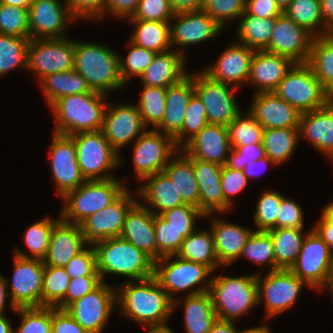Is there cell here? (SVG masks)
<instances>
[{
	"instance_id": "cell-26",
	"label": "cell",
	"mask_w": 333,
	"mask_h": 333,
	"mask_svg": "<svg viewBox=\"0 0 333 333\" xmlns=\"http://www.w3.org/2000/svg\"><path fill=\"white\" fill-rule=\"evenodd\" d=\"M120 238L132 243L157 261V245L154 229V214L136 202L127 212Z\"/></svg>"
},
{
	"instance_id": "cell-48",
	"label": "cell",
	"mask_w": 333,
	"mask_h": 333,
	"mask_svg": "<svg viewBox=\"0 0 333 333\" xmlns=\"http://www.w3.org/2000/svg\"><path fill=\"white\" fill-rule=\"evenodd\" d=\"M230 145L245 146L255 143H262L264 128L255 117L246 111H242L227 125Z\"/></svg>"
},
{
	"instance_id": "cell-37",
	"label": "cell",
	"mask_w": 333,
	"mask_h": 333,
	"mask_svg": "<svg viewBox=\"0 0 333 333\" xmlns=\"http://www.w3.org/2000/svg\"><path fill=\"white\" fill-rule=\"evenodd\" d=\"M39 84L49 107L64 96L95 92L75 69L45 76Z\"/></svg>"
},
{
	"instance_id": "cell-69",
	"label": "cell",
	"mask_w": 333,
	"mask_h": 333,
	"mask_svg": "<svg viewBox=\"0 0 333 333\" xmlns=\"http://www.w3.org/2000/svg\"><path fill=\"white\" fill-rule=\"evenodd\" d=\"M312 229L327 243L333 253V216L323 208L320 221L316 222Z\"/></svg>"
},
{
	"instance_id": "cell-1",
	"label": "cell",
	"mask_w": 333,
	"mask_h": 333,
	"mask_svg": "<svg viewBox=\"0 0 333 333\" xmlns=\"http://www.w3.org/2000/svg\"><path fill=\"white\" fill-rule=\"evenodd\" d=\"M116 287V305L120 314L148 328L167 327L173 313V301L151 276L142 280H126Z\"/></svg>"
},
{
	"instance_id": "cell-74",
	"label": "cell",
	"mask_w": 333,
	"mask_h": 333,
	"mask_svg": "<svg viewBox=\"0 0 333 333\" xmlns=\"http://www.w3.org/2000/svg\"><path fill=\"white\" fill-rule=\"evenodd\" d=\"M8 288L5 276H1L0 274V313H4L6 309L7 296H9Z\"/></svg>"
},
{
	"instance_id": "cell-18",
	"label": "cell",
	"mask_w": 333,
	"mask_h": 333,
	"mask_svg": "<svg viewBox=\"0 0 333 333\" xmlns=\"http://www.w3.org/2000/svg\"><path fill=\"white\" fill-rule=\"evenodd\" d=\"M171 21V47H175L174 50L185 57V47L209 41L223 31V28L203 10L175 13Z\"/></svg>"
},
{
	"instance_id": "cell-32",
	"label": "cell",
	"mask_w": 333,
	"mask_h": 333,
	"mask_svg": "<svg viewBox=\"0 0 333 333\" xmlns=\"http://www.w3.org/2000/svg\"><path fill=\"white\" fill-rule=\"evenodd\" d=\"M193 167L199 188V210L204 215L224 213L222 166L193 158Z\"/></svg>"
},
{
	"instance_id": "cell-29",
	"label": "cell",
	"mask_w": 333,
	"mask_h": 333,
	"mask_svg": "<svg viewBox=\"0 0 333 333\" xmlns=\"http://www.w3.org/2000/svg\"><path fill=\"white\" fill-rule=\"evenodd\" d=\"M214 215L208 214L205 218L212 217L210 229L214 238L215 253L220 266L226 267L239 260L243 247L254 229L216 219Z\"/></svg>"
},
{
	"instance_id": "cell-24",
	"label": "cell",
	"mask_w": 333,
	"mask_h": 333,
	"mask_svg": "<svg viewBox=\"0 0 333 333\" xmlns=\"http://www.w3.org/2000/svg\"><path fill=\"white\" fill-rule=\"evenodd\" d=\"M249 112L265 129L299 128L301 113L275 92L255 93Z\"/></svg>"
},
{
	"instance_id": "cell-80",
	"label": "cell",
	"mask_w": 333,
	"mask_h": 333,
	"mask_svg": "<svg viewBox=\"0 0 333 333\" xmlns=\"http://www.w3.org/2000/svg\"><path fill=\"white\" fill-rule=\"evenodd\" d=\"M293 0H275L277 5L280 7L282 11H284Z\"/></svg>"
},
{
	"instance_id": "cell-73",
	"label": "cell",
	"mask_w": 333,
	"mask_h": 333,
	"mask_svg": "<svg viewBox=\"0 0 333 333\" xmlns=\"http://www.w3.org/2000/svg\"><path fill=\"white\" fill-rule=\"evenodd\" d=\"M234 323V321L217 319L212 325L209 333H240Z\"/></svg>"
},
{
	"instance_id": "cell-45",
	"label": "cell",
	"mask_w": 333,
	"mask_h": 333,
	"mask_svg": "<svg viewBox=\"0 0 333 333\" xmlns=\"http://www.w3.org/2000/svg\"><path fill=\"white\" fill-rule=\"evenodd\" d=\"M60 219L61 217L52 219L45 216L42 220L29 226L23 240L30 254L22 252L19 248H15L13 254L22 258L43 260L48 251L52 229Z\"/></svg>"
},
{
	"instance_id": "cell-5",
	"label": "cell",
	"mask_w": 333,
	"mask_h": 333,
	"mask_svg": "<svg viewBox=\"0 0 333 333\" xmlns=\"http://www.w3.org/2000/svg\"><path fill=\"white\" fill-rule=\"evenodd\" d=\"M209 294L217 319L237 322L258 305L256 274L212 276Z\"/></svg>"
},
{
	"instance_id": "cell-33",
	"label": "cell",
	"mask_w": 333,
	"mask_h": 333,
	"mask_svg": "<svg viewBox=\"0 0 333 333\" xmlns=\"http://www.w3.org/2000/svg\"><path fill=\"white\" fill-rule=\"evenodd\" d=\"M185 66L186 57L170 49L156 53L153 61L138 78L142 85L168 88L189 74Z\"/></svg>"
},
{
	"instance_id": "cell-70",
	"label": "cell",
	"mask_w": 333,
	"mask_h": 333,
	"mask_svg": "<svg viewBox=\"0 0 333 333\" xmlns=\"http://www.w3.org/2000/svg\"><path fill=\"white\" fill-rule=\"evenodd\" d=\"M269 165L275 166V164L267 156H265L263 158H260L256 161H253V162H250L249 164H247L243 168V173L247 177V179H249V177L254 178V177L261 175V173L263 171H265V169Z\"/></svg>"
},
{
	"instance_id": "cell-12",
	"label": "cell",
	"mask_w": 333,
	"mask_h": 333,
	"mask_svg": "<svg viewBox=\"0 0 333 333\" xmlns=\"http://www.w3.org/2000/svg\"><path fill=\"white\" fill-rule=\"evenodd\" d=\"M13 257L12 279L5 277L6 285H10L9 308L15 312L17 308L42 307L43 260L22 258L14 254Z\"/></svg>"
},
{
	"instance_id": "cell-50",
	"label": "cell",
	"mask_w": 333,
	"mask_h": 333,
	"mask_svg": "<svg viewBox=\"0 0 333 333\" xmlns=\"http://www.w3.org/2000/svg\"><path fill=\"white\" fill-rule=\"evenodd\" d=\"M241 257H246L257 266L267 264L271 267L270 271H275V254L269 233L254 230L243 247Z\"/></svg>"
},
{
	"instance_id": "cell-76",
	"label": "cell",
	"mask_w": 333,
	"mask_h": 333,
	"mask_svg": "<svg viewBox=\"0 0 333 333\" xmlns=\"http://www.w3.org/2000/svg\"><path fill=\"white\" fill-rule=\"evenodd\" d=\"M32 0H0V3H4L16 7H29Z\"/></svg>"
},
{
	"instance_id": "cell-6",
	"label": "cell",
	"mask_w": 333,
	"mask_h": 333,
	"mask_svg": "<svg viewBox=\"0 0 333 333\" xmlns=\"http://www.w3.org/2000/svg\"><path fill=\"white\" fill-rule=\"evenodd\" d=\"M128 187L118 178L86 180L61 200L59 216L70 224L80 225L85 219L112 204Z\"/></svg>"
},
{
	"instance_id": "cell-35",
	"label": "cell",
	"mask_w": 333,
	"mask_h": 333,
	"mask_svg": "<svg viewBox=\"0 0 333 333\" xmlns=\"http://www.w3.org/2000/svg\"><path fill=\"white\" fill-rule=\"evenodd\" d=\"M163 172L172 181L185 204L199 208V188L193 167V157L181 149L170 159Z\"/></svg>"
},
{
	"instance_id": "cell-38",
	"label": "cell",
	"mask_w": 333,
	"mask_h": 333,
	"mask_svg": "<svg viewBox=\"0 0 333 333\" xmlns=\"http://www.w3.org/2000/svg\"><path fill=\"white\" fill-rule=\"evenodd\" d=\"M304 229L272 228L268 230L275 254V271L295 264L305 238Z\"/></svg>"
},
{
	"instance_id": "cell-27",
	"label": "cell",
	"mask_w": 333,
	"mask_h": 333,
	"mask_svg": "<svg viewBox=\"0 0 333 333\" xmlns=\"http://www.w3.org/2000/svg\"><path fill=\"white\" fill-rule=\"evenodd\" d=\"M299 136L333 161V105L327 103L314 111L301 113Z\"/></svg>"
},
{
	"instance_id": "cell-20",
	"label": "cell",
	"mask_w": 333,
	"mask_h": 333,
	"mask_svg": "<svg viewBox=\"0 0 333 333\" xmlns=\"http://www.w3.org/2000/svg\"><path fill=\"white\" fill-rule=\"evenodd\" d=\"M314 36L285 13L276 18L268 52L289 58L295 64L307 63Z\"/></svg>"
},
{
	"instance_id": "cell-58",
	"label": "cell",
	"mask_w": 333,
	"mask_h": 333,
	"mask_svg": "<svg viewBox=\"0 0 333 333\" xmlns=\"http://www.w3.org/2000/svg\"><path fill=\"white\" fill-rule=\"evenodd\" d=\"M245 3L246 0H205L202 10L224 29L231 20L241 17Z\"/></svg>"
},
{
	"instance_id": "cell-22",
	"label": "cell",
	"mask_w": 333,
	"mask_h": 333,
	"mask_svg": "<svg viewBox=\"0 0 333 333\" xmlns=\"http://www.w3.org/2000/svg\"><path fill=\"white\" fill-rule=\"evenodd\" d=\"M145 130L136 105L121 103L113 106L107 103L102 131L106 140L119 154Z\"/></svg>"
},
{
	"instance_id": "cell-71",
	"label": "cell",
	"mask_w": 333,
	"mask_h": 333,
	"mask_svg": "<svg viewBox=\"0 0 333 333\" xmlns=\"http://www.w3.org/2000/svg\"><path fill=\"white\" fill-rule=\"evenodd\" d=\"M174 13L202 10L205 0H169Z\"/></svg>"
},
{
	"instance_id": "cell-23",
	"label": "cell",
	"mask_w": 333,
	"mask_h": 333,
	"mask_svg": "<svg viewBox=\"0 0 333 333\" xmlns=\"http://www.w3.org/2000/svg\"><path fill=\"white\" fill-rule=\"evenodd\" d=\"M254 50L241 43L230 44L211 66L202 70L215 81L239 87L248 81Z\"/></svg>"
},
{
	"instance_id": "cell-79",
	"label": "cell",
	"mask_w": 333,
	"mask_h": 333,
	"mask_svg": "<svg viewBox=\"0 0 333 333\" xmlns=\"http://www.w3.org/2000/svg\"><path fill=\"white\" fill-rule=\"evenodd\" d=\"M145 330L147 333H175L169 326L159 327V328H148Z\"/></svg>"
},
{
	"instance_id": "cell-68",
	"label": "cell",
	"mask_w": 333,
	"mask_h": 333,
	"mask_svg": "<svg viewBox=\"0 0 333 333\" xmlns=\"http://www.w3.org/2000/svg\"><path fill=\"white\" fill-rule=\"evenodd\" d=\"M245 11L261 18L278 17L283 13L275 0H246Z\"/></svg>"
},
{
	"instance_id": "cell-72",
	"label": "cell",
	"mask_w": 333,
	"mask_h": 333,
	"mask_svg": "<svg viewBox=\"0 0 333 333\" xmlns=\"http://www.w3.org/2000/svg\"><path fill=\"white\" fill-rule=\"evenodd\" d=\"M320 2L324 23L333 32V0H320Z\"/></svg>"
},
{
	"instance_id": "cell-65",
	"label": "cell",
	"mask_w": 333,
	"mask_h": 333,
	"mask_svg": "<svg viewBox=\"0 0 333 333\" xmlns=\"http://www.w3.org/2000/svg\"><path fill=\"white\" fill-rule=\"evenodd\" d=\"M65 2L75 20L98 21L104 18L105 0H65Z\"/></svg>"
},
{
	"instance_id": "cell-63",
	"label": "cell",
	"mask_w": 333,
	"mask_h": 333,
	"mask_svg": "<svg viewBox=\"0 0 333 333\" xmlns=\"http://www.w3.org/2000/svg\"><path fill=\"white\" fill-rule=\"evenodd\" d=\"M101 283L100 276H81L71 279L64 299L55 308L65 309L70 303L92 292Z\"/></svg>"
},
{
	"instance_id": "cell-13",
	"label": "cell",
	"mask_w": 333,
	"mask_h": 333,
	"mask_svg": "<svg viewBox=\"0 0 333 333\" xmlns=\"http://www.w3.org/2000/svg\"><path fill=\"white\" fill-rule=\"evenodd\" d=\"M134 142L132 162L137 181L163 172L170 159L180 150L172 137L156 129L145 130Z\"/></svg>"
},
{
	"instance_id": "cell-25",
	"label": "cell",
	"mask_w": 333,
	"mask_h": 333,
	"mask_svg": "<svg viewBox=\"0 0 333 333\" xmlns=\"http://www.w3.org/2000/svg\"><path fill=\"white\" fill-rule=\"evenodd\" d=\"M232 147L227 126L207 124L181 150L194 159L224 166Z\"/></svg>"
},
{
	"instance_id": "cell-54",
	"label": "cell",
	"mask_w": 333,
	"mask_h": 333,
	"mask_svg": "<svg viewBox=\"0 0 333 333\" xmlns=\"http://www.w3.org/2000/svg\"><path fill=\"white\" fill-rule=\"evenodd\" d=\"M282 202V194L267 190L261 193L253 214L256 231H268L276 228V218Z\"/></svg>"
},
{
	"instance_id": "cell-9",
	"label": "cell",
	"mask_w": 333,
	"mask_h": 333,
	"mask_svg": "<svg viewBox=\"0 0 333 333\" xmlns=\"http://www.w3.org/2000/svg\"><path fill=\"white\" fill-rule=\"evenodd\" d=\"M300 113L324 107L328 101L326 89L307 64H294L274 91Z\"/></svg>"
},
{
	"instance_id": "cell-46",
	"label": "cell",
	"mask_w": 333,
	"mask_h": 333,
	"mask_svg": "<svg viewBox=\"0 0 333 333\" xmlns=\"http://www.w3.org/2000/svg\"><path fill=\"white\" fill-rule=\"evenodd\" d=\"M29 37L0 34V77L12 69H27Z\"/></svg>"
},
{
	"instance_id": "cell-55",
	"label": "cell",
	"mask_w": 333,
	"mask_h": 333,
	"mask_svg": "<svg viewBox=\"0 0 333 333\" xmlns=\"http://www.w3.org/2000/svg\"><path fill=\"white\" fill-rule=\"evenodd\" d=\"M28 8L0 3V34L29 37Z\"/></svg>"
},
{
	"instance_id": "cell-10",
	"label": "cell",
	"mask_w": 333,
	"mask_h": 333,
	"mask_svg": "<svg viewBox=\"0 0 333 333\" xmlns=\"http://www.w3.org/2000/svg\"><path fill=\"white\" fill-rule=\"evenodd\" d=\"M258 304H264L268 318L288 311L296 304L302 288L307 286L291 270L269 271L265 277L257 273Z\"/></svg>"
},
{
	"instance_id": "cell-21",
	"label": "cell",
	"mask_w": 333,
	"mask_h": 333,
	"mask_svg": "<svg viewBox=\"0 0 333 333\" xmlns=\"http://www.w3.org/2000/svg\"><path fill=\"white\" fill-rule=\"evenodd\" d=\"M28 9L30 39L64 38L67 25L76 21L65 1L32 0Z\"/></svg>"
},
{
	"instance_id": "cell-52",
	"label": "cell",
	"mask_w": 333,
	"mask_h": 333,
	"mask_svg": "<svg viewBox=\"0 0 333 333\" xmlns=\"http://www.w3.org/2000/svg\"><path fill=\"white\" fill-rule=\"evenodd\" d=\"M20 324L14 333H52V307L17 308Z\"/></svg>"
},
{
	"instance_id": "cell-16",
	"label": "cell",
	"mask_w": 333,
	"mask_h": 333,
	"mask_svg": "<svg viewBox=\"0 0 333 333\" xmlns=\"http://www.w3.org/2000/svg\"><path fill=\"white\" fill-rule=\"evenodd\" d=\"M237 87L213 80L202 70L194 72V93L203 102L209 124L227 126L240 112L234 93Z\"/></svg>"
},
{
	"instance_id": "cell-7",
	"label": "cell",
	"mask_w": 333,
	"mask_h": 333,
	"mask_svg": "<svg viewBox=\"0 0 333 333\" xmlns=\"http://www.w3.org/2000/svg\"><path fill=\"white\" fill-rule=\"evenodd\" d=\"M212 273L213 271L208 266L180 258L177 255L160 258L154 262L153 269V276L172 301L178 298L177 293L184 292V290L188 291L185 296L208 292ZM200 284L201 287L194 288Z\"/></svg>"
},
{
	"instance_id": "cell-31",
	"label": "cell",
	"mask_w": 333,
	"mask_h": 333,
	"mask_svg": "<svg viewBox=\"0 0 333 333\" xmlns=\"http://www.w3.org/2000/svg\"><path fill=\"white\" fill-rule=\"evenodd\" d=\"M194 94V73H189L179 83L169 86L166 91L164 117L155 129L174 138L182 130L184 115Z\"/></svg>"
},
{
	"instance_id": "cell-34",
	"label": "cell",
	"mask_w": 333,
	"mask_h": 333,
	"mask_svg": "<svg viewBox=\"0 0 333 333\" xmlns=\"http://www.w3.org/2000/svg\"><path fill=\"white\" fill-rule=\"evenodd\" d=\"M142 182L144 183L137 187L135 193L138 195L137 197L143 199V202H139L148 208L152 214L160 215L169 209L185 204L175 185L164 172L148 176ZM153 208L155 209L153 210Z\"/></svg>"
},
{
	"instance_id": "cell-62",
	"label": "cell",
	"mask_w": 333,
	"mask_h": 333,
	"mask_svg": "<svg viewBox=\"0 0 333 333\" xmlns=\"http://www.w3.org/2000/svg\"><path fill=\"white\" fill-rule=\"evenodd\" d=\"M263 157H265V150L262 143L234 146L227 157L225 166L236 170H243L250 162Z\"/></svg>"
},
{
	"instance_id": "cell-2",
	"label": "cell",
	"mask_w": 333,
	"mask_h": 333,
	"mask_svg": "<svg viewBox=\"0 0 333 333\" xmlns=\"http://www.w3.org/2000/svg\"><path fill=\"white\" fill-rule=\"evenodd\" d=\"M107 95L88 92L64 96L49 108L54 114L55 134L71 136L102 130Z\"/></svg>"
},
{
	"instance_id": "cell-8",
	"label": "cell",
	"mask_w": 333,
	"mask_h": 333,
	"mask_svg": "<svg viewBox=\"0 0 333 333\" xmlns=\"http://www.w3.org/2000/svg\"><path fill=\"white\" fill-rule=\"evenodd\" d=\"M70 137L75 142L77 161L85 180L115 178L107 171L118 168L122 157L106 140L102 130L81 132Z\"/></svg>"
},
{
	"instance_id": "cell-66",
	"label": "cell",
	"mask_w": 333,
	"mask_h": 333,
	"mask_svg": "<svg viewBox=\"0 0 333 333\" xmlns=\"http://www.w3.org/2000/svg\"><path fill=\"white\" fill-rule=\"evenodd\" d=\"M52 333H88L65 309L52 307Z\"/></svg>"
},
{
	"instance_id": "cell-78",
	"label": "cell",
	"mask_w": 333,
	"mask_h": 333,
	"mask_svg": "<svg viewBox=\"0 0 333 333\" xmlns=\"http://www.w3.org/2000/svg\"><path fill=\"white\" fill-rule=\"evenodd\" d=\"M326 290L329 291V293L331 294L332 299H333V266L331 267V269L329 271V276H328L327 282L321 291H326Z\"/></svg>"
},
{
	"instance_id": "cell-47",
	"label": "cell",
	"mask_w": 333,
	"mask_h": 333,
	"mask_svg": "<svg viewBox=\"0 0 333 333\" xmlns=\"http://www.w3.org/2000/svg\"><path fill=\"white\" fill-rule=\"evenodd\" d=\"M142 91L136 105L141 114L143 125L156 128L163 120L167 88L142 85Z\"/></svg>"
},
{
	"instance_id": "cell-4",
	"label": "cell",
	"mask_w": 333,
	"mask_h": 333,
	"mask_svg": "<svg viewBox=\"0 0 333 333\" xmlns=\"http://www.w3.org/2000/svg\"><path fill=\"white\" fill-rule=\"evenodd\" d=\"M97 271L102 282L108 275L128 277L130 281L153 276L154 261L132 243L114 237L95 243Z\"/></svg>"
},
{
	"instance_id": "cell-40",
	"label": "cell",
	"mask_w": 333,
	"mask_h": 333,
	"mask_svg": "<svg viewBox=\"0 0 333 333\" xmlns=\"http://www.w3.org/2000/svg\"><path fill=\"white\" fill-rule=\"evenodd\" d=\"M276 18L256 17L245 11L239 18L241 20L236 29L237 42L252 48L254 51H267Z\"/></svg>"
},
{
	"instance_id": "cell-56",
	"label": "cell",
	"mask_w": 333,
	"mask_h": 333,
	"mask_svg": "<svg viewBox=\"0 0 333 333\" xmlns=\"http://www.w3.org/2000/svg\"><path fill=\"white\" fill-rule=\"evenodd\" d=\"M154 229L157 245V260L162 257L176 255L185 239L180 232L160 215H154Z\"/></svg>"
},
{
	"instance_id": "cell-53",
	"label": "cell",
	"mask_w": 333,
	"mask_h": 333,
	"mask_svg": "<svg viewBox=\"0 0 333 333\" xmlns=\"http://www.w3.org/2000/svg\"><path fill=\"white\" fill-rule=\"evenodd\" d=\"M127 42L128 54L125 58L120 56V76L125 85L130 81L131 77L140 75L145 71L148 65L153 61L155 52L145 49L132 43Z\"/></svg>"
},
{
	"instance_id": "cell-39",
	"label": "cell",
	"mask_w": 333,
	"mask_h": 333,
	"mask_svg": "<svg viewBox=\"0 0 333 333\" xmlns=\"http://www.w3.org/2000/svg\"><path fill=\"white\" fill-rule=\"evenodd\" d=\"M180 258L208 266L213 272L219 268L211 229L195 230L187 236L176 253Z\"/></svg>"
},
{
	"instance_id": "cell-30",
	"label": "cell",
	"mask_w": 333,
	"mask_h": 333,
	"mask_svg": "<svg viewBox=\"0 0 333 333\" xmlns=\"http://www.w3.org/2000/svg\"><path fill=\"white\" fill-rule=\"evenodd\" d=\"M87 244L80 225L60 219L53 227L44 265L64 267Z\"/></svg>"
},
{
	"instance_id": "cell-11",
	"label": "cell",
	"mask_w": 333,
	"mask_h": 333,
	"mask_svg": "<svg viewBox=\"0 0 333 333\" xmlns=\"http://www.w3.org/2000/svg\"><path fill=\"white\" fill-rule=\"evenodd\" d=\"M75 40L67 37L30 39L28 43L27 69L40 82L50 74L74 69Z\"/></svg>"
},
{
	"instance_id": "cell-42",
	"label": "cell",
	"mask_w": 333,
	"mask_h": 333,
	"mask_svg": "<svg viewBox=\"0 0 333 333\" xmlns=\"http://www.w3.org/2000/svg\"><path fill=\"white\" fill-rule=\"evenodd\" d=\"M299 138V128L265 129L262 138L265 156L275 165H282L294 154Z\"/></svg>"
},
{
	"instance_id": "cell-67",
	"label": "cell",
	"mask_w": 333,
	"mask_h": 333,
	"mask_svg": "<svg viewBox=\"0 0 333 333\" xmlns=\"http://www.w3.org/2000/svg\"><path fill=\"white\" fill-rule=\"evenodd\" d=\"M139 0H105L104 16L113 15L115 18L130 19L138 8Z\"/></svg>"
},
{
	"instance_id": "cell-19",
	"label": "cell",
	"mask_w": 333,
	"mask_h": 333,
	"mask_svg": "<svg viewBox=\"0 0 333 333\" xmlns=\"http://www.w3.org/2000/svg\"><path fill=\"white\" fill-rule=\"evenodd\" d=\"M52 134L48 157L51 160L50 167L53 180L56 183V192L63 198L86 180L80 172L74 140L70 136Z\"/></svg>"
},
{
	"instance_id": "cell-77",
	"label": "cell",
	"mask_w": 333,
	"mask_h": 333,
	"mask_svg": "<svg viewBox=\"0 0 333 333\" xmlns=\"http://www.w3.org/2000/svg\"><path fill=\"white\" fill-rule=\"evenodd\" d=\"M271 328L269 329L268 326L263 325H258L256 327H252L246 330H240V333H271L272 331H270Z\"/></svg>"
},
{
	"instance_id": "cell-64",
	"label": "cell",
	"mask_w": 333,
	"mask_h": 333,
	"mask_svg": "<svg viewBox=\"0 0 333 333\" xmlns=\"http://www.w3.org/2000/svg\"><path fill=\"white\" fill-rule=\"evenodd\" d=\"M303 210L297 201L282 194V202L276 218V228L304 229Z\"/></svg>"
},
{
	"instance_id": "cell-60",
	"label": "cell",
	"mask_w": 333,
	"mask_h": 333,
	"mask_svg": "<svg viewBox=\"0 0 333 333\" xmlns=\"http://www.w3.org/2000/svg\"><path fill=\"white\" fill-rule=\"evenodd\" d=\"M174 14L169 0H139L135 14L128 20L171 22Z\"/></svg>"
},
{
	"instance_id": "cell-28",
	"label": "cell",
	"mask_w": 333,
	"mask_h": 333,
	"mask_svg": "<svg viewBox=\"0 0 333 333\" xmlns=\"http://www.w3.org/2000/svg\"><path fill=\"white\" fill-rule=\"evenodd\" d=\"M294 64L289 58L278 54L255 51L247 83L256 87L255 93L274 92Z\"/></svg>"
},
{
	"instance_id": "cell-43",
	"label": "cell",
	"mask_w": 333,
	"mask_h": 333,
	"mask_svg": "<svg viewBox=\"0 0 333 333\" xmlns=\"http://www.w3.org/2000/svg\"><path fill=\"white\" fill-rule=\"evenodd\" d=\"M283 13L314 37L332 34L324 23L320 0H293Z\"/></svg>"
},
{
	"instance_id": "cell-36",
	"label": "cell",
	"mask_w": 333,
	"mask_h": 333,
	"mask_svg": "<svg viewBox=\"0 0 333 333\" xmlns=\"http://www.w3.org/2000/svg\"><path fill=\"white\" fill-rule=\"evenodd\" d=\"M184 303L180 299L173 301V312L179 305L184 308V326L187 333H209L217 320L209 292L185 296Z\"/></svg>"
},
{
	"instance_id": "cell-15",
	"label": "cell",
	"mask_w": 333,
	"mask_h": 333,
	"mask_svg": "<svg viewBox=\"0 0 333 333\" xmlns=\"http://www.w3.org/2000/svg\"><path fill=\"white\" fill-rule=\"evenodd\" d=\"M333 266V253L312 229L306 234L295 264L290 270L309 288L321 293Z\"/></svg>"
},
{
	"instance_id": "cell-3",
	"label": "cell",
	"mask_w": 333,
	"mask_h": 333,
	"mask_svg": "<svg viewBox=\"0 0 333 333\" xmlns=\"http://www.w3.org/2000/svg\"><path fill=\"white\" fill-rule=\"evenodd\" d=\"M120 55L111 47L75 40L74 69L87 81L92 91L109 94L124 89L120 76Z\"/></svg>"
},
{
	"instance_id": "cell-49",
	"label": "cell",
	"mask_w": 333,
	"mask_h": 333,
	"mask_svg": "<svg viewBox=\"0 0 333 333\" xmlns=\"http://www.w3.org/2000/svg\"><path fill=\"white\" fill-rule=\"evenodd\" d=\"M70 280L64 267L44 265L42 306L56 307L64 299Z\"/></svg>"
},
{
	"instance_id": "cell-44",
	"label": "cell",
	"mask_w": 333,
	"mask_h": 333,
	"mask_svg": "<svg viewBox=\"0 0 333 333\" xmlns=\"http://www.w3.org/2000/svg\"><path fill=\"white\" fill-rule=\"evenodd\" d=\"M307 64L327 90L333 84V34L314 37Z\"/></svg>"
},
{
	"instance_id": "cell-61",
	"label": "cell",
	"mask_w": 333,
	"mask_h": 333,
	"mask_svg": "<svg viewBox=\"0 0 333 333\" xmlns=\"http://www.w3.org/2000/svg\"><path fill=\"white\" fill-rule=\"evenodd\" d=\"M248 179L243 170L228 168L225 165L221 170V185L224 196V213L230 210L233 196H236L246 188Z\"/></svg>"
},
{
	"instance_id": "cell-41",
	"label": "cell",
	"mask_w": 333,
	"mask_h": 333,
	"mask_svg": "<svg viewBox=\"0 0 333 333\" xmlns=\"http://www.w3.org/2000/svg\"><path fill=\"white\" fill-rule=\"evenodd\" d=\"M135 25L129 40L155 53L166 52L171 48L170 22L128 20Z\"/></svg>"
},
{
	"instance_id": "cell-75",
	"label": "cell",
	"mask_w": 333,
	"mask_h": 333,
	"mask_svg": "<svg viewBox=\"0 0 333 333\" xmlns=\"http://www.w3.org/2000/svg\"><path fill=\"white\" fill-rule=\"evenodd\" d=\"M12 323L5 316V313H0V333H14Z\"/></svg>"
},
{
	"instance_id": "cell-14",
	"label": "cell",
	"mask_w": 333,
	"mask_h": 333,
	"mask_svg": "<svg viewBox=\"0 0 333 333\" xmlns=\"http://www.w3.org/2000/svg\"><path fill=\"white\" fill-rule=\"evenodd\" d=\"M102 282L92 292L70 303L65 310L88 333H102L116 304V287Z\"/></svg>"
},
{
	"instance_id": "cell-17",
	"label": "cell",
	"mask_w": 333,
	"mask_h": 333,
	"mask_svg": "<svg viewBox=\"0 0 333 333\" xmlns=\"http://www.w3.org/2000/svg\"><path fill=\"white\" fill-rule=\"evenodd\" d=\"M130 192L126 189L112 204L92 214L80 224L87 245L120 236L126 214L138 198Z\"/></svg>"
},
{
	"instance_id": "cell-57",
	"label": "cell",
	"mask_w": 333,
	"mask_h": 333,
	"mask_svg": "<svg viewBox=\"0 0 333 333\" xmlns=\"http://www.w3.org/2000/svg\"><path fill=\"white\" fill-rule=\"evenodd\" d=\"M172 227L186 238L196 230V220L205 218V215L189 204L174 207L160 214Z\"/></svg>"
},
{
	"instance_id": "cell-51",
	"label": "cell",
	"mask_w": 333,
	"mask_h": 333,
	"mask_svg": "<svg viewBox=\"0 0 333 333\" xmlns=\"http://www.w3.org/2000/svg\"><path fill=\"white\" fill-rule=\"evenodd\" d=\"M207 124L206 108L200 98L194 94L187 106L182 130L173 138L175 145L181 149Z\"/></svg>"
},
{
	"instance_id": "cell-59",
	"label": "cell",
	"mask_w": 333,
	"mask_h": 333,
	"mask_svg": "<svg viewBox=\"0 0 333 333\" xmlns=\"http://www.w3.org/2000/svg\"><path fill=\"white\" fill-rule=\"evenodd\" d=\"M64 268L70 279L81 276H100L97 271L94 246L86 245L64 266Z\"/></svg>"
}]
</instances>
